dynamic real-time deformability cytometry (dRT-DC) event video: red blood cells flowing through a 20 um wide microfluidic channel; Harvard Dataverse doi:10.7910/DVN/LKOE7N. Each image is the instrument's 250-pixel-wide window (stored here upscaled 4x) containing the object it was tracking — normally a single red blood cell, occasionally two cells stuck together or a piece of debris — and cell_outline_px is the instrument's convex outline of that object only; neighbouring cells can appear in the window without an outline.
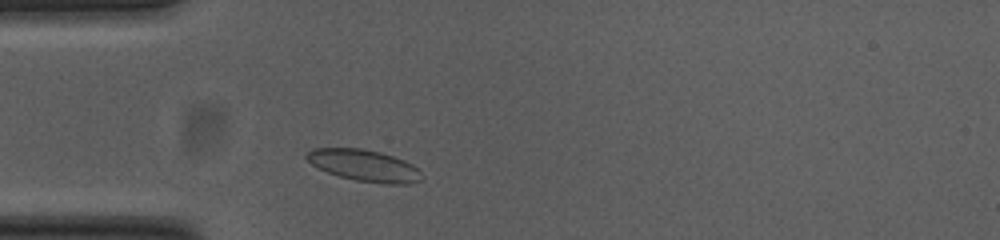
{"species": "common noctule bat (a hibernating species)", "species_latin": "Nyctalus noctula", "temperature_condition": "cold", "stored_images_in_passage": 33, "camera_frame_rate_fps": 3000, "um_per_image_px": 0.085, "animal": {"sex": "female", "body_mass_g": 23.0, "forearm_length_mm": 53.4}, "frame": {"image": 1, "passage_image": 1, "time_ms": 0.0, "image_size_px": [1000, 240], "cell_outline_px": [[424, 176], [420, 180], [412, 184], [384, 184], [356, 180], [340, 176], [328, 172], [312, 164], [304, 156], [304, 152], [312, 148], [360, 148], [380, 152], [404, 160], [420, 168]], "centroid_in_image_um": [31.0, 14.07], "position_along_channel_um": 54.0, "area_um2": 21.39}}
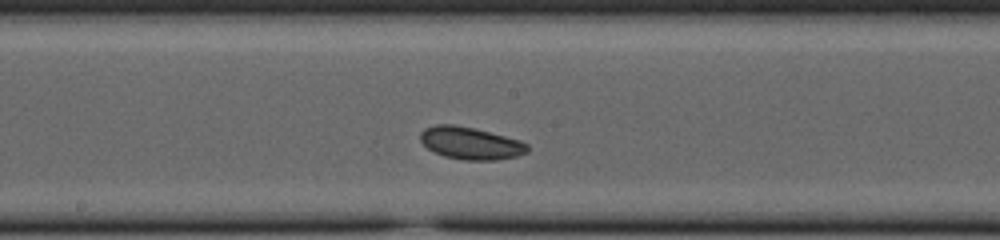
{"frame": {"image": 2, "passage_image": 14, "time_ms": 4.333, "image_size_px": [1000, 240], "cell_outline_px": [[528, 152], [516, 156], [496, 160], [464, 160], [444, 156], [428, 148], [420, 140], [420, 132], [424, 128], [436, 124], [452, 124], [472, 128], [520, 140], [528, 144]], "centroid_in_image_um": [39.99, 12.17], "position_along_channel_um": 208.2, "area_um2": 20.0}}
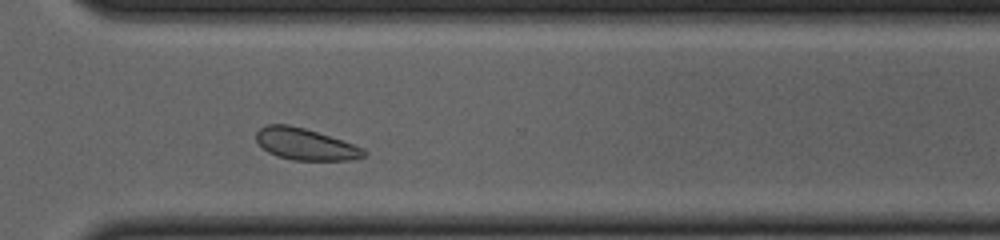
{"frame": {"image": 3, "passage_image": 25, "time_ms": 8.0, "image_size_px": [1000, 240], "cell_outline_px": [[368, 152], [364, 156], [352, 160], [292, 160], [276, 156], [268, 152], [256, 140], [256, 132], [260, 128], [268, 124], [288, 124], [304, 128], [364, 148]], "centroid_in_image_um": [25.94, 12.26], "position_along_channel_um": 344.7, "area_um2": 19.65}, "authors_computed_cell_mechanics": {"area_um2": 19.8832, "velocity_mm_per_s": 3.7097, "shape_relaxation_time_tau1_ms": 2.4709, "shape_relaxation_time_tau2_ms": null, "deformation_change_tau1": 0.0414, "deformation_change_tau2": null}}